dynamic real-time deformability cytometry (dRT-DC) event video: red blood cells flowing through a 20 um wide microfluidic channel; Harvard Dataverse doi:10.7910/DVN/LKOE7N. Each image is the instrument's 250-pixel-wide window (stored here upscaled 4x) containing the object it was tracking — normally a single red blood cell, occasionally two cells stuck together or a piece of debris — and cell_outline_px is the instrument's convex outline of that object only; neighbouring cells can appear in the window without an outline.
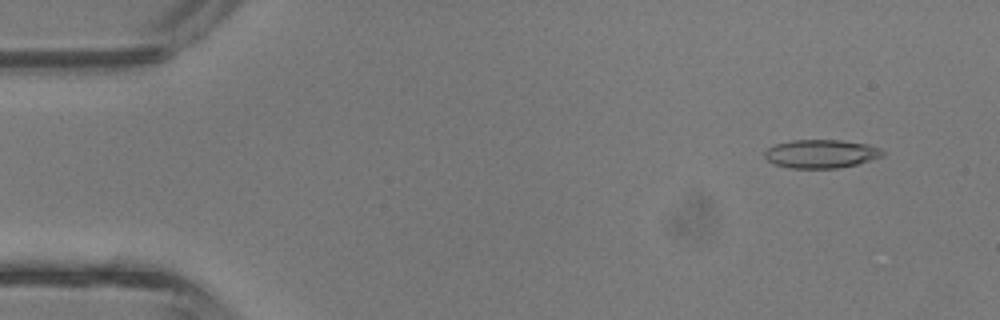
{"species": "common noctule bat (a hibernating species)", "species_latin": "Nyctalus noctula", "temperature_condition": "room temperature", "stored_images_in_passage": 40, "camera_frame_rate_fps": 3000, "um_per_image_px": 0.085, "animal": {"sex": "male", "body_mass_g": 13.3}, "frame": {"image": 1, "passage_image": 1, "time_ms": 0.0, "image_size_px": [1000, 320], "cell_outline_px": [[884, 156], [856, 164], [836, 168], [788, 168], [772, 164], [764, 156], [764, 152], [768, 148], [776, 144], [792, 140], [840, 140], [868, 144], [880, 148], [884, 152]], "centroid_in_image_um": [69.78, 13.07], "position_along_channel_um": 15.2, "area_um2": 19.59}}
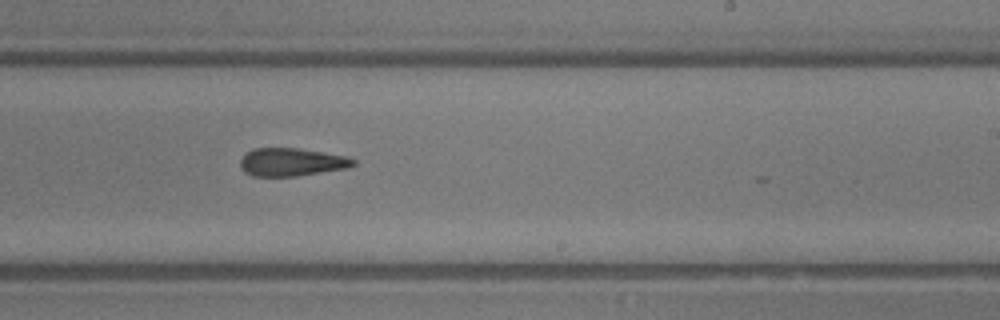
{"frame": {"image": 2, "passage_image": 23, "time_ms": 7.333, "image_size_px": [1000, 320], "cell_outline_px": [[356, 164], [348, 168], [296, 176], [252, 176], [244, 172], [240, 168], [240, 160], [252, 148], [300, 148], [348, 156], [356, 160]], "centroid_in_image_um": [24.8, 13.77], "position_along_channel_um": 264.2, "area_um2": 18.61}}
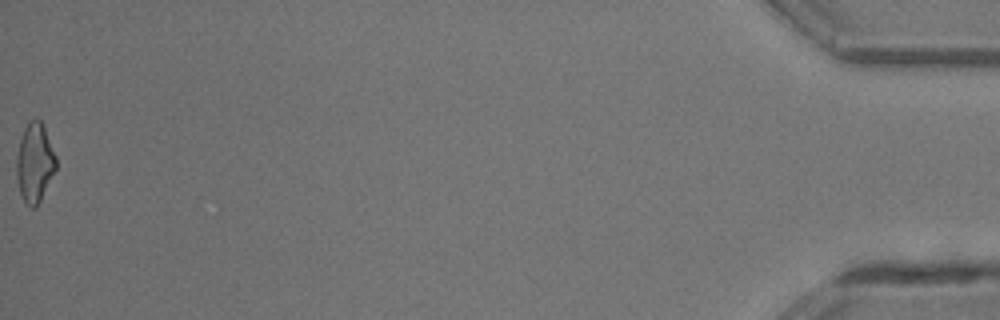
{"frame": {"image": 3, "passage_image": 40, "time_ms": 13.0, "image_size_px": [1000, 320], "cell_outline_px": [[56, 168], [36, 208], [32, 208], [24, 200], [20, 192], [16, 176], [16, 160], [20, 140], [24, 128], [28, 120], [36, 116], [40, 120], [44, 128], [56, 156]], "centroid_in_image_um": [2.94, 13.79], "position_along_channel_um": 432.3, "area_um2": 18.03}, "authors_computed_cell_mechanics": {"area_um2": 18.8139, "velocity_mm_per_s": 4.857, "shape_relaxation_time_tau1_ms": 7.0546, "shape_relaxation_time_tau2_ms": 3.0427, "deformation_change_tau1": 0.1879, "deformation_change_tau2": 0.1491}}